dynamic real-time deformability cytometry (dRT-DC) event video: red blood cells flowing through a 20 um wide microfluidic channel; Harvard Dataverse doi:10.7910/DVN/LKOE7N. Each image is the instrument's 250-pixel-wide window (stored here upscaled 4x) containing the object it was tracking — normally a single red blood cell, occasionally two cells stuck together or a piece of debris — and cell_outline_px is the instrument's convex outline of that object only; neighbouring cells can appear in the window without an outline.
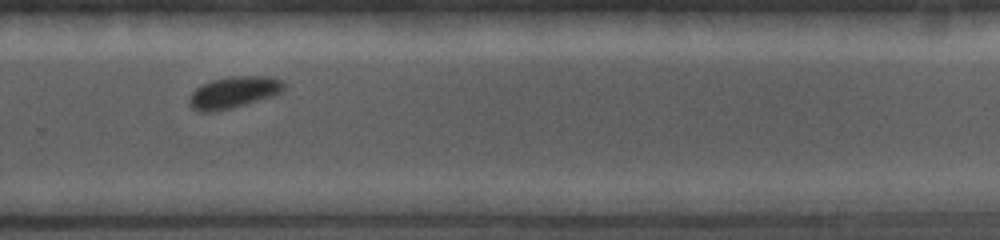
{"species": "common noctule bat (a hibernating species)", "species_latin": "Nyctalus noctula", "temperature_condition": "cold", "stored_images_in_passage": 21, "camera_frame_rate_fps": 5000, "um_per_image_px": 0.085, "animal": {"sex": "female", "body_mass_g": 19.0, "forearm_length_mm": 56.7}, "frame": {"image": 1, "passage_image": 15, "time_ms": 6.0, "image_size_px": [1000, 240], "cell_outline_px": [[284, 88], [280, 92], [272, 96], [228, 108], [208, 112], [200, 112], [192, 108], [188, 100], [192, 92], [196, 88], [212, 80], [228, 76], [272, 76], [280, 80], [284, 84]], "centroid_in_image_um": [19.84, 7.82], "position_along_channel_um": 310.0, "area_um2": 17.05}}
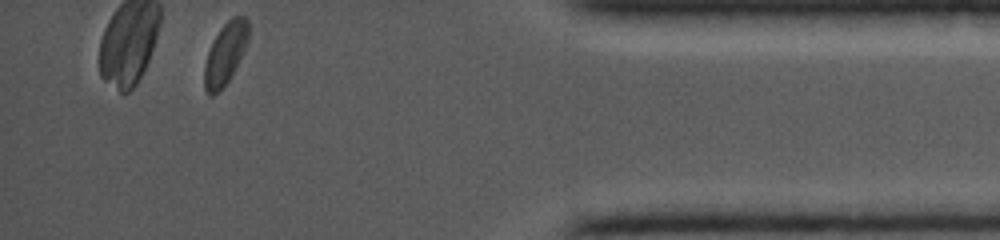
{"frame": {"image": 2, "passage_image": 21, "time_ms": 9.0, "image_size_px": [1000, 240], "cell_outline_px": [[248, 40], [244, 52], [228, 80], [212, 96], [208, 96], [204, 88], [204, 64], [208, 52], [220, 28], [232, 16], [244, 16], [248, 20]], "centroid_in_image_um": [19.15, 4.54], "position_along_channel_um": 416.1, "area_um2": 15.61}}